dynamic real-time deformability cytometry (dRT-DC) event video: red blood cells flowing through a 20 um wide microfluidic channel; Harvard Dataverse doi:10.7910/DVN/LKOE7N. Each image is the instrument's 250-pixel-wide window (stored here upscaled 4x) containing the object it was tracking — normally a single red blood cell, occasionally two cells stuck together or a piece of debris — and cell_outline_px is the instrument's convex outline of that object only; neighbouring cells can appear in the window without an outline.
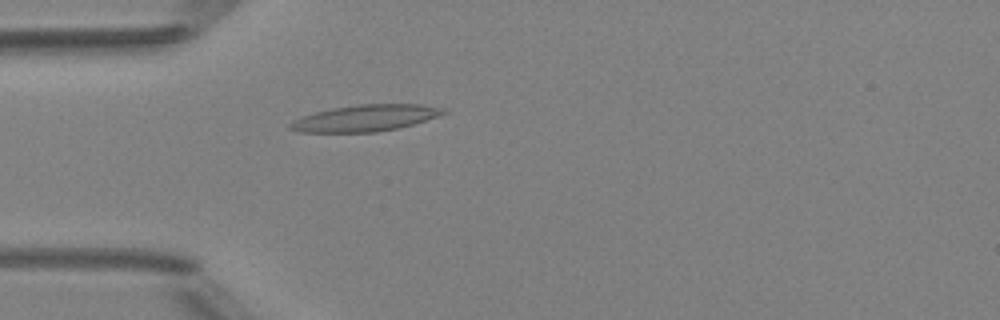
{"species": "Egyptian fruit bat (a non-hibernating species)", "species_latin": "Rousettus aegyptiacus", "temperature_condition": "room temperature", "stored_images_in_passage": 4, "camera_frame_rate_fps": 3000, "um_per_image_px": 0.085, "animal": {"sex": "female"}, "frame": {"image": 1, "passage_image": 4, "time_ms": 3.333, "image_size_px": [1000, 320], "cell_outline_px": [[448, 112], [400, 128], [376, 132], [300, 132], [288, 128], [288, 124], [304, 116], [316, 112], [332, 108], [356, 104], [420, 104], [444, 108]], "centroid_in_image_um": [31.06, 10.03], "position_along_channel_um": 53.9, "area_um2": 23.41}}